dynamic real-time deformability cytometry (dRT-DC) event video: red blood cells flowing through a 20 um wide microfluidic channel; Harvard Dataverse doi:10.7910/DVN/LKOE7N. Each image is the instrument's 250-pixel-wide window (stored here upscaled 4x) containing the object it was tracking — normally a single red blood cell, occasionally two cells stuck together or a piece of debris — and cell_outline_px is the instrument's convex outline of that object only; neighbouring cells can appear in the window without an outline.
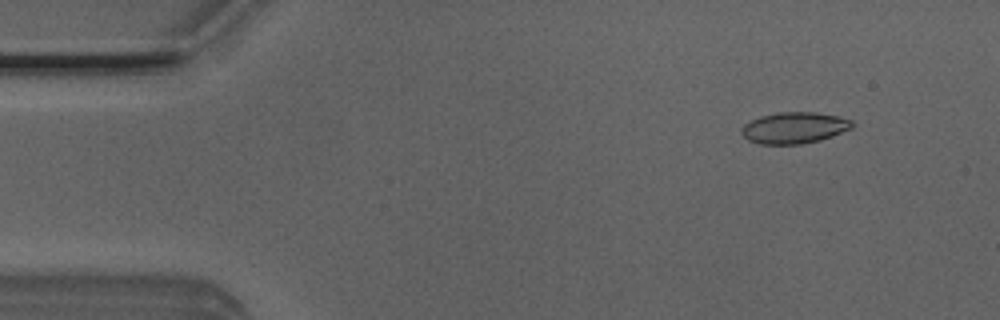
{"species": "Egyptian fruit bat (a non-hibernating species)", "species_latin": "Rousettus aegyptiacus", "temperature_condition": "room temperature", "stored_images_in_passage": 49, "camera_frame_rate_fps": 3000, "um_per_image_px": 0.085, "animal": {"sex": "male"}, "frame": {"image": 1, "passage_image": 5, "time_ms": 1.333, "image_size_px": [1000, 320], "cell_outline_px": [[856, 124], [852, 128], [832, 136], [820, 140], [800, 144], [760, 144], [748, 140], [740, 132], [740, 128], [744, 124], [760, 116], [776, 112], [816, 112], [836, 116], [852, 120]], "centroid_in_image_um": [67.51, 10.86], "position_along_channel_um": 17.5, "area_um2": 20.29}}
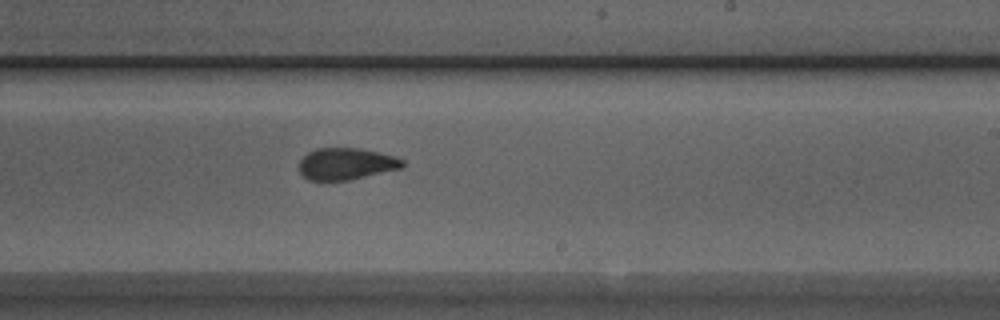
{"frame": {"image": 2, "passage_image": 30, "time_ms": 9.667, "image_size_px": [1000, 320], "cell_outline_px": [[404, 168], [348, 180], [308, 180], [300, 172], [300, 160], [308, 152], [316, 148], [360, 148], [396, 156], [404, 160]], "centroid_in_image_um": [29.46, 13.92], "position_along_channel_um": 259.5, "area_um2": 19.19}}
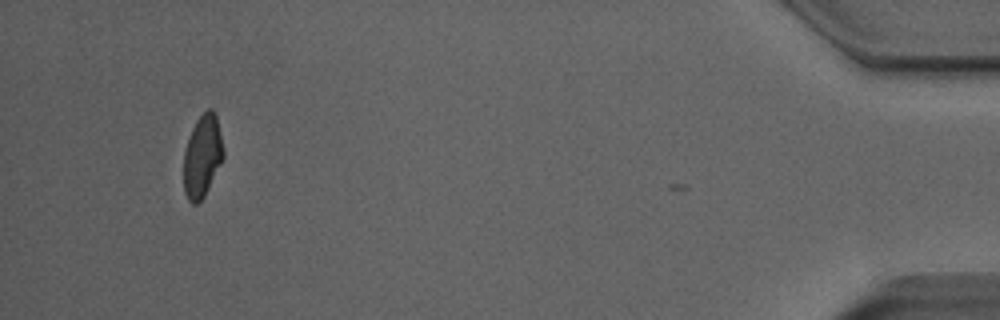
{"frame": {"image": 3, "passage_image": 48, "time_ms": 15.667, "image_size_px": [1000, 320], "cell_outline_px": [[224, 156], [204, 196], [196, 204], [192, 204], [188, 200], [184, 192], [184, 152], [192, 128], [196, 120], [208, 108], [212, 108], [216, 112], [224, 152]], "centroid_in_image_um": [17.2, 13.25], "position_along_channel_um": 418.0, "area_um2": 18.9}, "authors_computed_cell_mechanics": {"area_um2": 19.9988, "velocity_mm_per_s": 3.9761, "shape_relaxation_time_tau1_ms": 6.535, "shape_relaxation_time_tau2_ms": 1.4373, "deformation_change_tau1": 0.1622, "deformation_change_tau2": 0.0741}}